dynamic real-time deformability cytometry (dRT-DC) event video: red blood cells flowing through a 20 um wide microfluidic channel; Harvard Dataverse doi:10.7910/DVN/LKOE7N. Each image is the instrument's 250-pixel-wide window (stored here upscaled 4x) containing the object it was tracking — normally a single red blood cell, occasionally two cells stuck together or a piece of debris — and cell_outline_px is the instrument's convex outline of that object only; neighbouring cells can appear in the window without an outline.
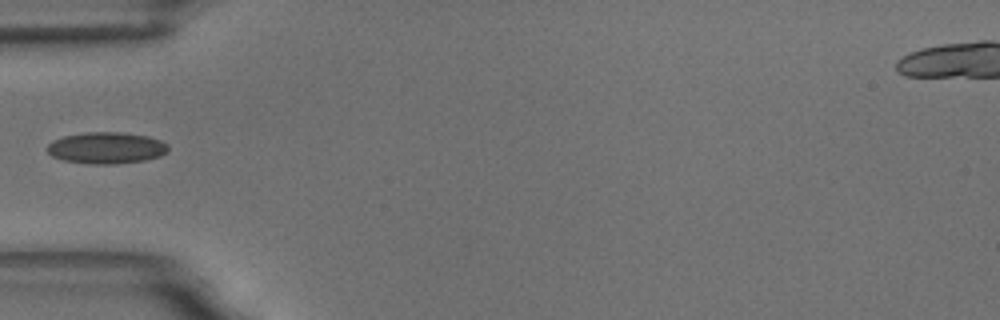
{"species": "common noctule bat (a hibernating species)", "species_latin": "Nyctalus noctula", "temperature_condition": "room temperature", "stored_images_in_passage": 10, "camera_frame_rate_fps": 3000, "um_per_image_px": 0.085, "animal": {"sex": "male", "body_mass_g": 18.8}, "frame": {"image": 1, "passage_image": 6, "time_ms": 6.0, "image_size_px": [1000, 320], "cell_outline_px": [[168, 152], [160, 156], [144, 160], [116, 164], [88, 164], [64, 160], [52, 156], [44, 148], [52, 140], [64, 136], [84, 132], [124, 132], [148, 136], [160, 140], [168, 144]], "centroid_in_image_um": [9.03, 12.57], "position_along_channel_um": 76.0, "area_um2": 22.48}}